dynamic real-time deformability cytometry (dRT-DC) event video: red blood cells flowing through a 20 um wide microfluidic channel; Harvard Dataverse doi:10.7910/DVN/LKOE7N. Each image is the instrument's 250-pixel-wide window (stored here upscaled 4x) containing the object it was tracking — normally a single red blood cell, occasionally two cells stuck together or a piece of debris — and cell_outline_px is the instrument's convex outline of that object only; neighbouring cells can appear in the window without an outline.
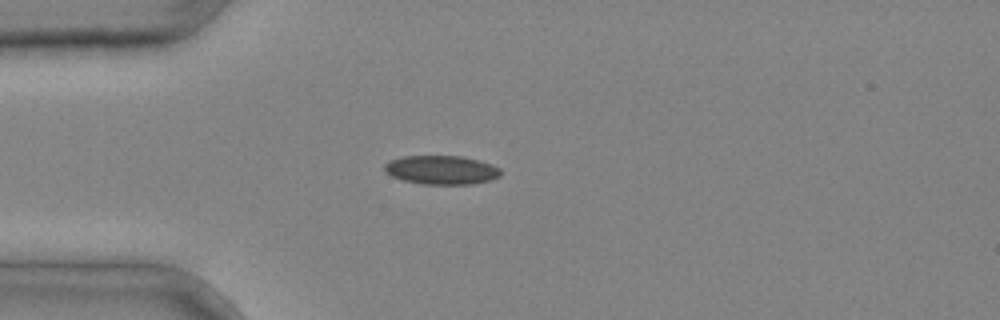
{"species": "common noctule bat (a hibernating species)", "species_latin": "Nyctalus noctula", "temperature_condition": "cold", "stored_images_in_passage": 3, "camera_frame_rate_fps": 3000, "um_per_image_px": 0.085, "animal": {"sex": "male", "body_mass_g": 20.4}, "frame": {"image": 1, "passage_image": 3, "time_ms": 0.667, "image_size_px": [1000, 320], "cell_outline_px": [[500, 176], [492, 180], [472, 184], [420, 184], [404, 180], [392, 176], [384, 172], [384, 164], [388, 160], [404, 156], [460, 156], [492, 164], [500, 168]], "centroid_in_image_um": [37.5, 14.45], "position_along_channel_um": 47.5, "area_um2": 19.59}}